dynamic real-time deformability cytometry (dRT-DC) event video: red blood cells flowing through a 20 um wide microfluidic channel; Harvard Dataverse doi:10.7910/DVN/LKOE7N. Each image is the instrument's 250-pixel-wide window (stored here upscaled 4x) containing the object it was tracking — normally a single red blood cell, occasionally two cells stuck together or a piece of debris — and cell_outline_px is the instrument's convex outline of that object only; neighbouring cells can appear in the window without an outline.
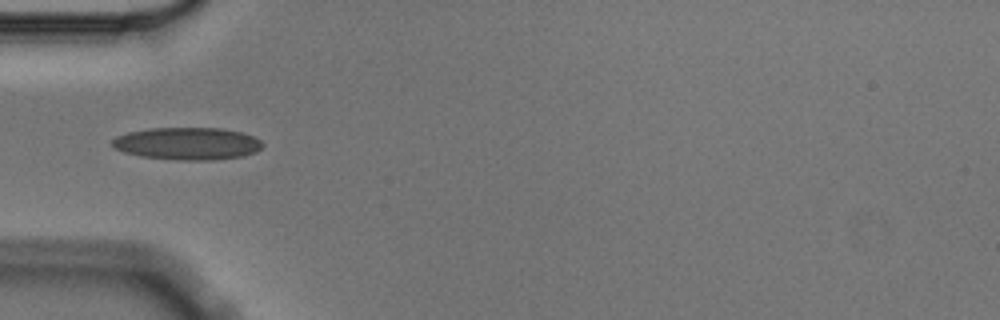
{"species": "Egyptian fruit bat (a non-hibernating species)", "species_latin": "Rousettus aegyptiacus", "temperature_condition": "cold", "stored_images_in_passage": 6, "camera_frame_rate_fps": 3000, "um_per_image_px": 0.085, "animal": {"sex": "male"}, "frame": {"image": 1, "passage_image": 4, "time_ms": 1.0, "image_size_px": [1000, 320], "cell_outline_px": [[264, 144], [256, 152], [244, 156], [216, 160], [176, 160], [140, 156], [124, 152], [112, 148], [112, 140], [116, 136], [128, 132], [148, 128], [220, 128], [240, 132], [252, 136], [260, 140]], "centroid_in_image_um": [15.91, 12.21], "position_along_channel_um": 69.1, "area_um2": 28.55}}
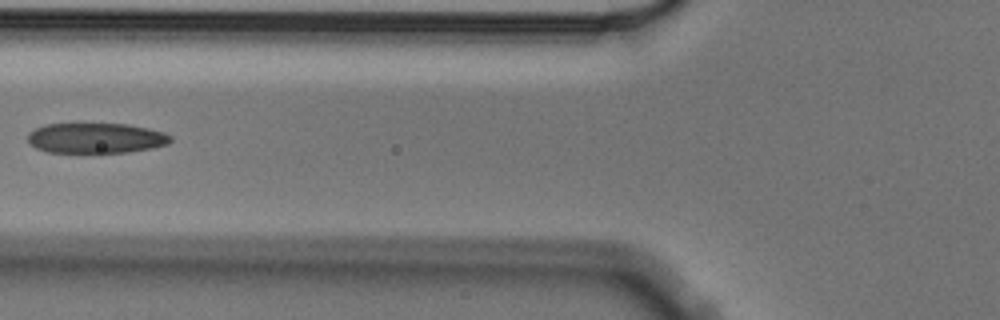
{"frame": {"image": 2, "passage_image": 5, "time_ms": 1.333, "image_size_px": [1000, 320], "cell_outline_px": [[172, 140], [168, 144], [152, 148], [128, 152], [48, 152], [36, 148], [28, 140], [28, 132], [44, 124], [128, 124], [148, 128], [164, 132], [172, 136]], "centroid_in_image_um": [8.18, 11.73], "position_along_channel_um": 117.6, "area_um2": 25.14}}
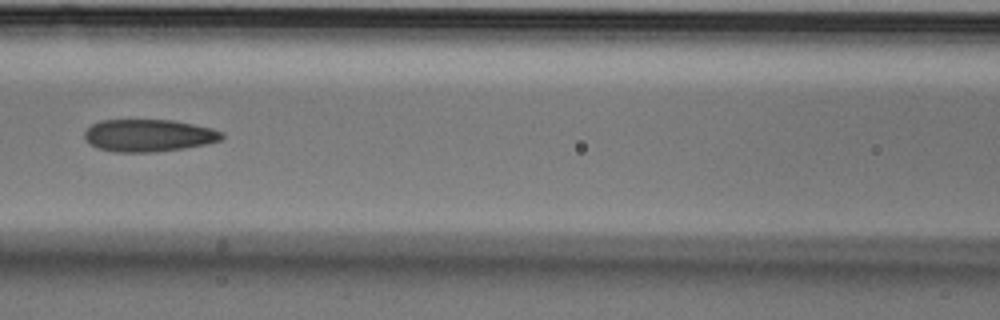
{"frame": {"image": 3, "passage_image": 6, "time_ms": 1.667, "image_size_px": [1000, 320], "cell_outline_px": [[224, 136], [220, 140], [208, 144], [184, 148], [152, 152], [116, 152], [100, 148], [92, 144], [84, 136], [84, 132], [92, 124], [100, 120], [172, 120], [212, 128], [224, 132]], "centroid_in_image_um": [12.67, 11.51], "position_along_channel_um": 153.9, "area_um2": 25.72}}